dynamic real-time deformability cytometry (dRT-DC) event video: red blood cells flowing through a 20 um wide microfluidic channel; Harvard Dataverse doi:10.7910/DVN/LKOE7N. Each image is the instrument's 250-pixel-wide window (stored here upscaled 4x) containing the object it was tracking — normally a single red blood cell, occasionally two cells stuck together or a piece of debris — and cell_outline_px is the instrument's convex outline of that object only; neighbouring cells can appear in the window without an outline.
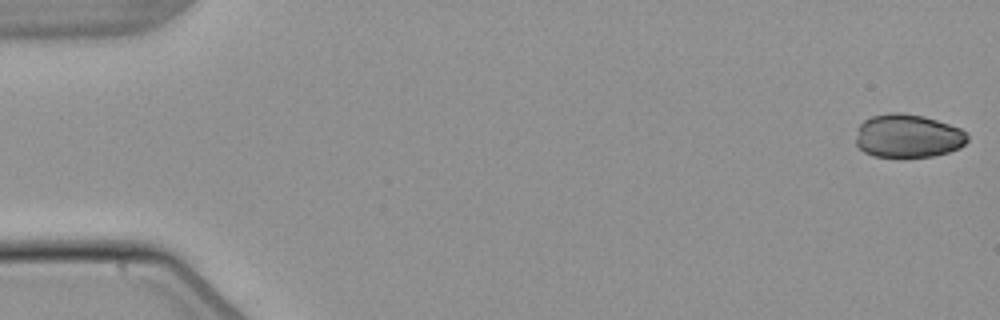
{"species": "common noctule bat (a hibernating species)", "species_latin": "Nyctalus noctula", "temperature_condition": "warm", "stored_images_in_passage": 53, "camera_frame_rate_fps": 3000, "um_per_image_px": 0.085, "animal": {"sex": "male", "body_mass_g": 21.5, "forearm_length_mm": 52.0}, "frame": {"image": 1, "passage_image": 1, "time_ms": 0.0, "image_size_px": [1000, 320], "cell_outline_px": [[968, 140], [960, 148], [948, 152], [932, 156], [872, 156], [864, 152], [856, 144], [856, 128], [864, 120], [872, 116], [892, 112], [900, 112], [924, 116], [960, 128], [968, 136]], "centroid_in_image_um": [77.15, 11.54], "position_along_channel_um": 7.9, "area_um2": 28.15}}
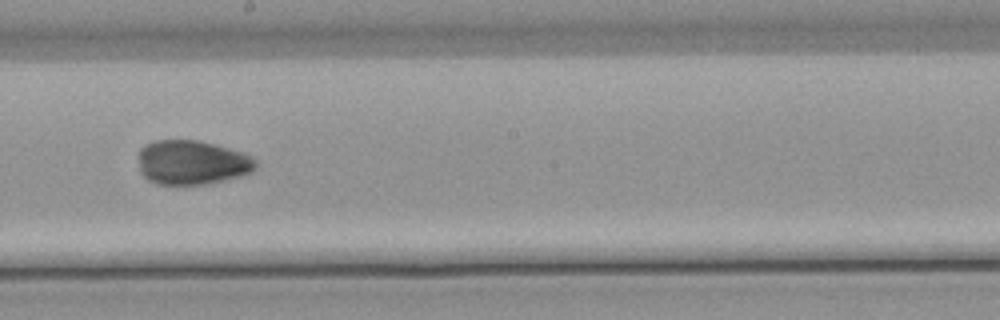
{"frame": {"image": 2, "passage_image": 30, "time_ms": 9.667, "image_size_px": [1000, 320], "cell_outline_px": [[256, 168], [252, 172], [244, 176], [212, 184], [156, 184], [148, 180], [140, 172], [140, 148], [156, 140], [196, 140], [244, 152], [252, 156], [256, 160]], "centroid_in_image_um": [16.38, 13.83], "position_along_channel_um": 231.8, "area_um2": 30.52}}
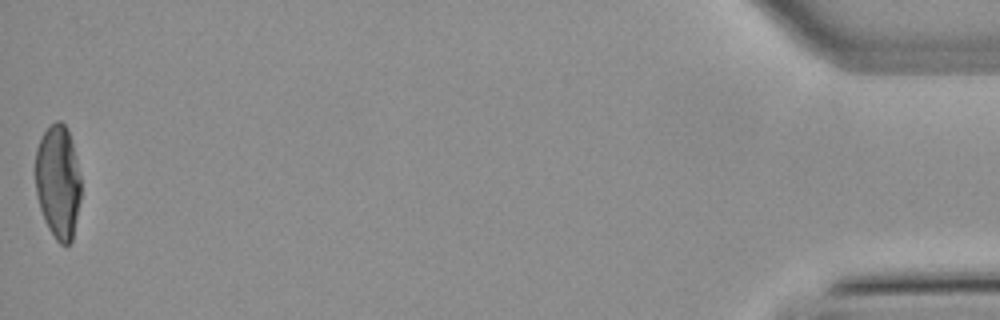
{"frame": {"image": 3, "passage_image": 53, "time_ms": 17.333, "image_size_px": [1000, 320], "cell_outline_px": [[80, 200], [72, 240], [68, 244], [60, 244], [56, 240], [48, 228], [44, 220], [36, 196], [36, 148], [40, 136], [56, 120], [60, 120], [68, 128], [80, 176]], "centroid_in_image_um": [4.92, 15.45], "position_along_channel_um": 430.3, "area_um2": 30.11}}